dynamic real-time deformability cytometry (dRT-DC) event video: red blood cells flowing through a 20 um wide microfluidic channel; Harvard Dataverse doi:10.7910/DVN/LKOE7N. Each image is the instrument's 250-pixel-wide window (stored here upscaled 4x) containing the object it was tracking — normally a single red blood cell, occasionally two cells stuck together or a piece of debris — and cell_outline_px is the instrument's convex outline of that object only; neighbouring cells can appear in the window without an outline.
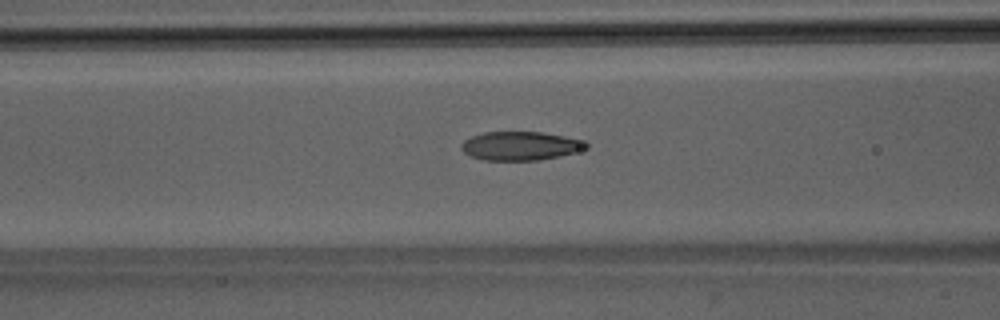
{"species": "Egyptian fruit bat (a non-hibernating species)", "species_latin": "Rousettus aegyptiacus", "temperature_condition": "room temperature", "stored_images_in_passage": 51, "camera_frame_rate_fps": 3000, "um_per_image_px": 0.085, "animal": {"sex": "male"}, "frame": {"image": 1, "passage_image": 21, "time_ms": 6.667, "image_size_px": [1000, 320], "cell_outline_px": [[588, 148], [576, 152], [560, 156], [540, 160], [484, 160], [472, 156], [464, 152], [460, 148], [460, 144], [464, 140], [472, 136], [484, 132], [544, 132], [564, 136], [588, 144]], "centroid_in_image_um": [44.2, 12.4], "position_along_channel_um": 122.4, "area_um2": 20.75}}
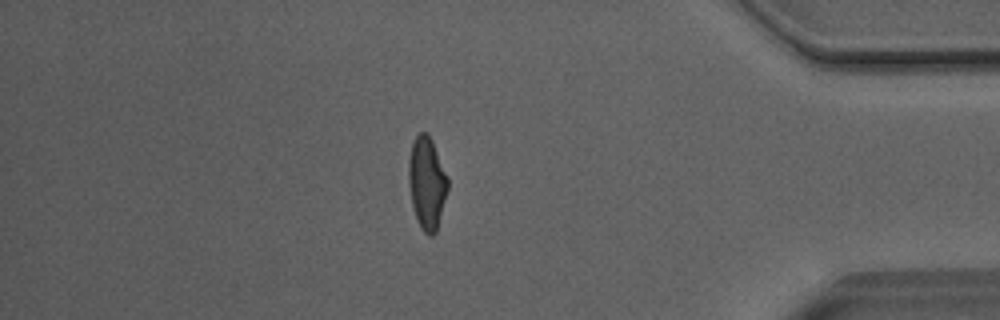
{"frame": {"image": 2, "passage_image": 44, "time_ms": 14.333, "image_size_px": [1000, 320], "cell_outline_px": [[448, 188], [436, 232], [432, 236], [428, 236], [420, 228], [412, 204], [408, 180], [408, 164], [412, 144], [416, 136], [420, 132], [428, 132], [432, 140], [448, 176]], "centroid_in_image_um": [36.29, 15.54], "position_along_channel_um": 398.9, "area_um2": 21.04}}
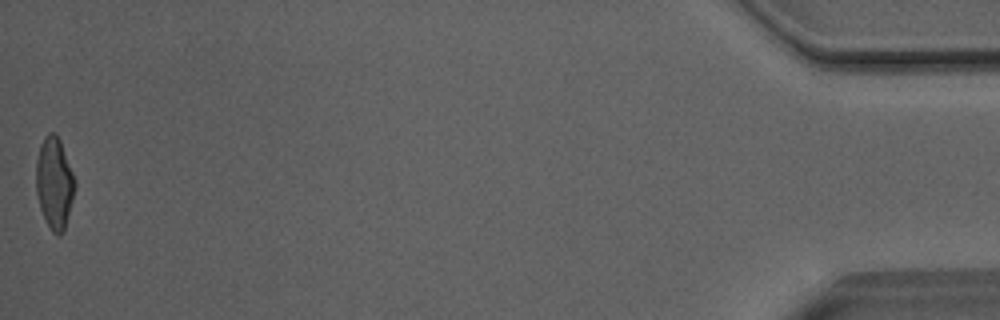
{"frame": {"image": 3, "passage_image": 51, "time_ms": 16.667, "image_size_px": [1000, 320], "cell_outline_px": [[76, 184], [64, 232], [60, 236], [56, 236], [48, 228], [40, 208], [36, 192], [36, 160], [40, 144], [44, 136], [48, 132], [56, 132], [60, 140], [76, 180]], "centroid_in_image_um": [4.61, 15.57], "position_along_channel_um": 430.6, "area_um2": 21.04}, "authors_computed_cell_mechanics": {"area_um2": 21.097, "velocity_mm_per_s": 4.0549, "shape_relaxation_time_tau1_ms": 4.6845, "shape_relaxation_time_tau2_ms": 1.3974, "deformation_change_tau1": 0.1828, "deformation_change_tau2": 0.0836}}